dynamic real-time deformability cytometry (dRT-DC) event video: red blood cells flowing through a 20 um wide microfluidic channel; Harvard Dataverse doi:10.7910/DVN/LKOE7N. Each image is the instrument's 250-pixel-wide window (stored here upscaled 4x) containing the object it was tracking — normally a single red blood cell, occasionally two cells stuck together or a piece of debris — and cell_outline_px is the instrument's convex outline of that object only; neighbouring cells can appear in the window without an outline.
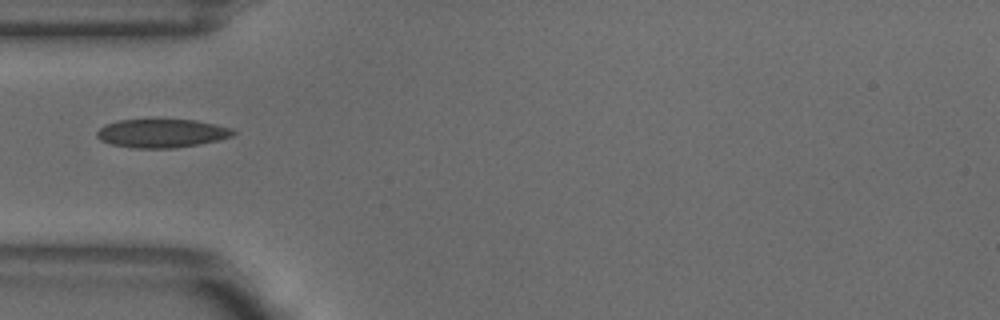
{"species": "common noctule bat (a hibernating species)", "species_latin": "Nyctalus noctula", "temperature_condition": "warm", "stored_images_in_passage": 2, "camera_frame_rate_fps": 3000, "um_per_image_px": 0.085, "animal": {"sex": "male", "body_mass_g": 18.8}, "frame": {"image": 1, "passage_image": 1, "time_ms": 0.0, "image_size_px": [1000, 320], "cell_outline_px": [[236, 132], [232, 136], [220, 140], [200, 144], [176, 148], [136, 148], [112, 144], [100, 140], [96, 136], [96, 132], [104, 124], [120, 120], [196, 120], [216, 124], [232, 128]], "centroid_in_image_um": [13.77, 11.33], "position_along_channel_um": 71.2, "area_um2": 22.72}}